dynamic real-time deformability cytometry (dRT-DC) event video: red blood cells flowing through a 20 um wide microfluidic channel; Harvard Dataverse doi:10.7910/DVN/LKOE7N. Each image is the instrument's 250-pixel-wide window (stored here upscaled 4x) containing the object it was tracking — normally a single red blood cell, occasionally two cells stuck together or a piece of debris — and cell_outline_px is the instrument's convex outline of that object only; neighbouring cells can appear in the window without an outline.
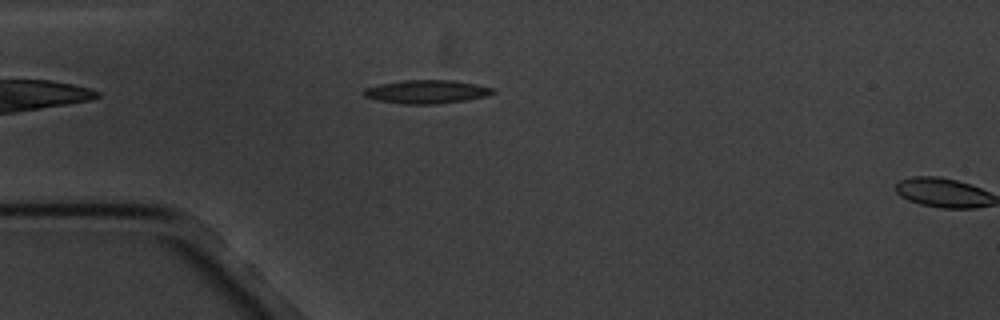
{"species": "common noctule bat (a hibernating species)", "species_latin": "Nyctalus noctula", "temperature_condition": "cold", "stored_images_in_passage": 6, "camera_frame_rate_fps": 3000, "um_per_image_px": 0.085, "animal": {"sex": "male", "body_mass_g": 20.1, "forearm_length_mm": 53.5}, "frame": {"image": 1, "passage_image": 5, "time_ms": 4.667, "image_size_px": [1000, 320], "cell_outline_px": [[496, 92], [488, 96], [468, 100], [436, 104], [404, 104], [376, 100], [364, 96], [360, 92], [364, 88], [380, 84], [404, 80], [452, 80], [476, 84], [492, 88]], "centroid_in_image_um": [36.25, 7.8], "position_along_channel_um": 48.8, "area_um2": 17.8}}